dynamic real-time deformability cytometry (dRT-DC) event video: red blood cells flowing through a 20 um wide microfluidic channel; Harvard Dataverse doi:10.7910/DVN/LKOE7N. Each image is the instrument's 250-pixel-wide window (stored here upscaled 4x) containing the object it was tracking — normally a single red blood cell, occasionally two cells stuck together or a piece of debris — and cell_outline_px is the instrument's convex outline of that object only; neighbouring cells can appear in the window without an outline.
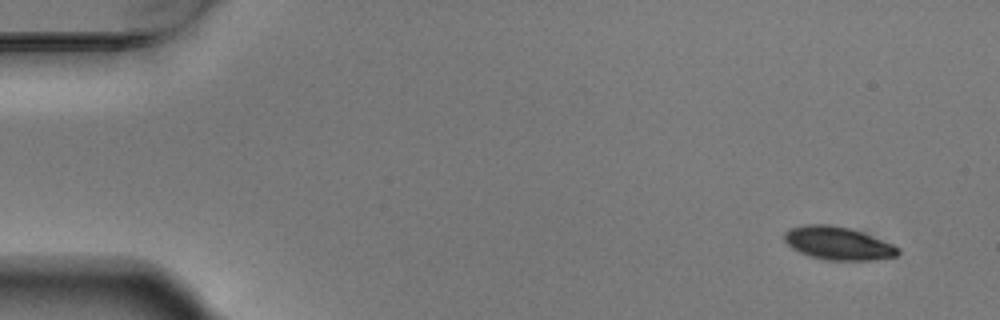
{"species": "Egyptian fruit bat (a non-hibernating species)", "species_latin": "Rousettus aegyptiacus", "temperature_condition": "warm", "stored_images_in_passage": 5, "camera_frame_rate_fps": 3000, "um_per_image_px": 0.085, "animal": {"sex": "male"}, "frame": {"image": 1, "passage_image": 1, "time_ms": 0.0, "image_size_px": [1000, 320], "cell_outline_px": [[900, 252], [896, 256], [868, 260], [824, 260], [808, 256], [792, 248], [784, 240], [784, 232], [788, 228], [804, 224], [828, 224], [848, 228], [860, 232], [892, 244], [900, 248]], "centroid_in_image_um": [71.17, 20.68], "position_along_channel_um": 13.8, "area_um2": 21.79}}
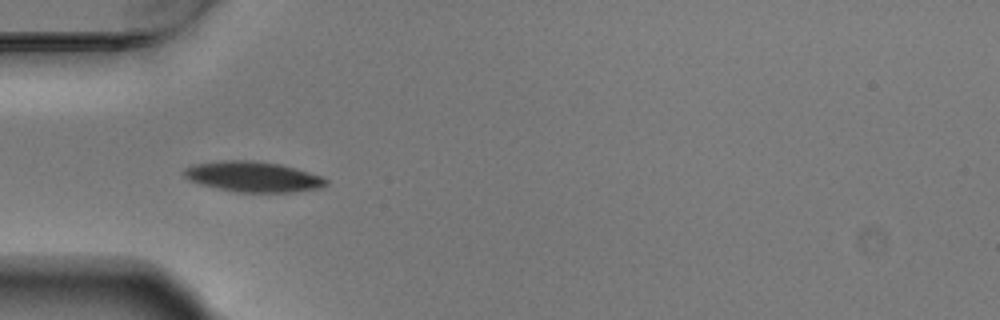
{"frame": {"image": 2, "passage_image": 5, "time_ms": 1.333, "image_size_px": [1000, 320], "cell_outline_px": [[328, 184], [320, 188], [292, 192], [240, 192], [200, 184], [188, 180], [184, 176], [184, 168], [196, 164], [224, 160], [252, 160], [280, 164], [308, 172], [320, 176], [328, 180]], "centroid_in_image_um": [21.52, 15.02], "position_along_channel_um": 63.5, "area_um2": 24.91}}